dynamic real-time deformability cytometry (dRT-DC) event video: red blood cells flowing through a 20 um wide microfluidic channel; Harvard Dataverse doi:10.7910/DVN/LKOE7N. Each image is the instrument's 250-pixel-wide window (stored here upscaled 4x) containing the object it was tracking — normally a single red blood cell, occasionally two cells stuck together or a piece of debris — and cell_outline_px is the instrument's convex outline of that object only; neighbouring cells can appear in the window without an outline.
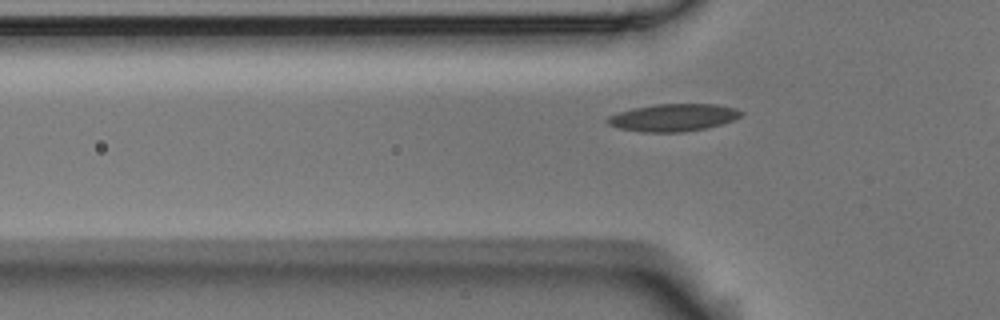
{"species": "Egyptian fruit bat (a non-hibernating species)", "species_latin": "Rousettus aegyptiacus", "temperature_condition": "room temperature", "stored_images_in_passage": 39, "camera_frame_rate_fps": 3000, "um_per_image_px": 0.085, "animal": {"sex": "male"}, "frame": {"image": 1, "passage_image": 10, "time_ms": 3.0, "image_size_px": [1000, 320], "cell_outline_px": [[744, 112], [740, 116], [732, 120], [708, 128], [684, 132], [640, 132], [620, 128], [608, 124], [604, 120], [608, 116], [616, 112], [632, 108], [656, 104], [716, 104], [736, 108]], "centroid_in_image_um": [57.19, 9.99], "position_along_channel_um": 68.6, "area_um2": 21.5}}
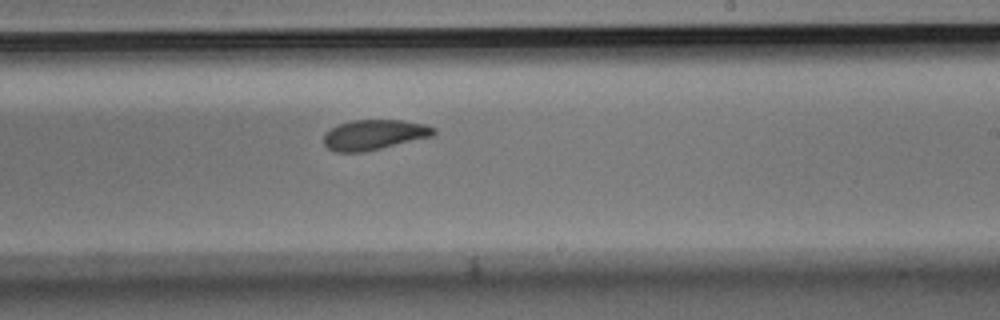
{"frame": {"image": 2, "passage_image": 26, "time_ms": 8.333, "image_size_px": [1000, 320], "cell_outline_px": [[436, 132], [432, 136], [364, 152], [336, 152], [328, 148], [324, 144], [324, 132], [340, 124], [352, 120], [400, 120], [424, 124], [436, 128]], "centroid_in_image_um": [31.79, 11.45], "position_along_channel_um": 257.2, "area_um2": 19.19}}
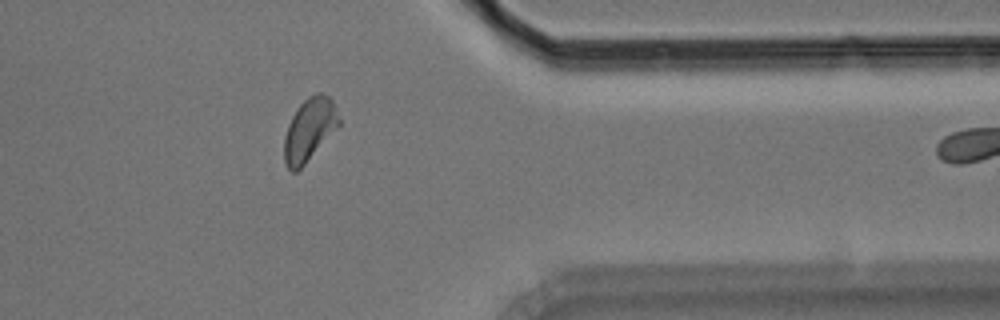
{"frame": {"image": 3, "passage_image": 38, "time_ms": 12.333, "image_size_px": [1000, 320], "cell_outline_px": [[340, 124], [304, 164], [296, 172], [292, 172], [284, 164], [284, 140], [288, 124], [292, 116], [300, 104], [308, 96], [316, 92], [320, 92], [328, 96], [332, 100], [336, 108], [340, 120]], "centroid_in_image_um": [26.28, 11.0], "position_along_channel_um": 385.1, "area_um2": 19.77}}